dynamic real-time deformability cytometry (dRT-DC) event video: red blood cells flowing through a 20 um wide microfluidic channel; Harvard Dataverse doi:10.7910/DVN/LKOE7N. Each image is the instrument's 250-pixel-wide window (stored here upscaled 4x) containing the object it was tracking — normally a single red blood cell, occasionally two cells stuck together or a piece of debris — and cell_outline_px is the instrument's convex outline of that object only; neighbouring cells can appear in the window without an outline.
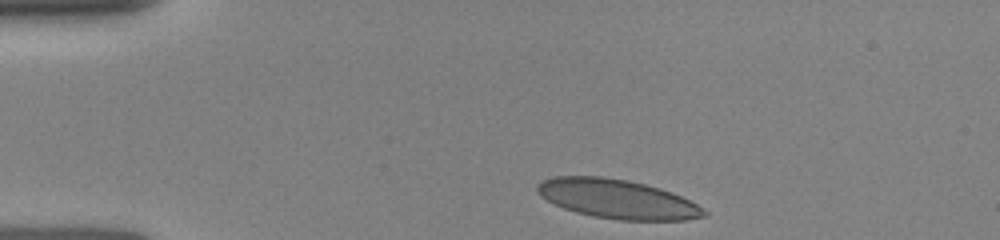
{"species": "human", "species_latin": "Homo sapiens", "temperature_condition": "room temperature", "stored_images_in_passage": 23, "camera_frame_rate_fps": 3000, "um_per_image_px": 0.085, "donor": {"sex": "female"}, "frame": {"image": 1, "passage_image": 1, "time_ms": 0.0, "image_size_px": [1000, 240], "cell_outline_px": [[708, 216], [684, 220], [620, 220], [592, 216], [576, 212], [564, 208], [540, 196], [536, 192], [536, 184], [540, 180], [552, 176], [604, 176], [628, 180], [660, 188], [672, 192], [696, 204], [708, 212]], "centroid_in_image_um": [52.44, 16.9], "position_along_channel_um": 32.6, "area_um2": 38.15}}
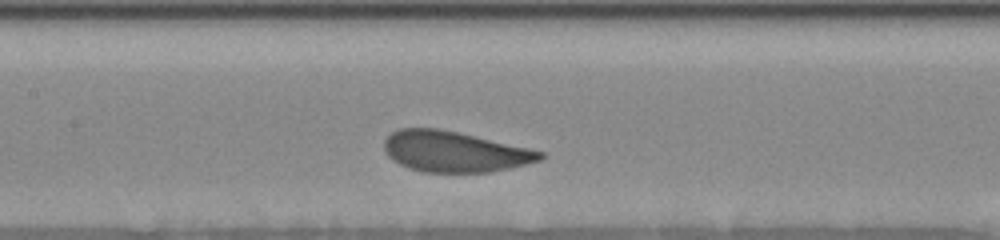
{"frame": {"image": 2, "passage_image": 14, "time_ms": 4.667, "image_size_px": [1000, 240], "cell_outline_px": [[548, 156], [540, 160], [492, 172], [424, 172], [408, 168], [392, 160], [384, 152], [384, 140], [392, 132], [400, 128], [436, 128], [456, 132], [528, 148], [544, 152]], "centroid_in_image_um": [38.6, 12.89], "position_along_channel_um": 168.8, "area_um2": 36.76}}
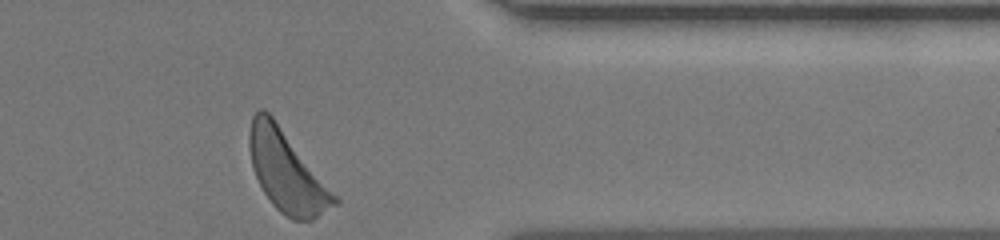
{"frame": {"image": 3, "passage_image": 23, "time_ms": 10.333, "image_size_px": [1000, 240], "cell_outline_px": [[340, 200], [336, 204], [312, 220], [292, 220], [284, 216], [272, 204], [264, 192], [256, 176], [252, 164], [248, 144], [248, 132], [252, 116], [260, 108], [264, 108], [272, 116]], "centroid_in_image_um": [24.34, 14.58], "position_along_channel_um": 387.1, "area_um2": 39.36}}